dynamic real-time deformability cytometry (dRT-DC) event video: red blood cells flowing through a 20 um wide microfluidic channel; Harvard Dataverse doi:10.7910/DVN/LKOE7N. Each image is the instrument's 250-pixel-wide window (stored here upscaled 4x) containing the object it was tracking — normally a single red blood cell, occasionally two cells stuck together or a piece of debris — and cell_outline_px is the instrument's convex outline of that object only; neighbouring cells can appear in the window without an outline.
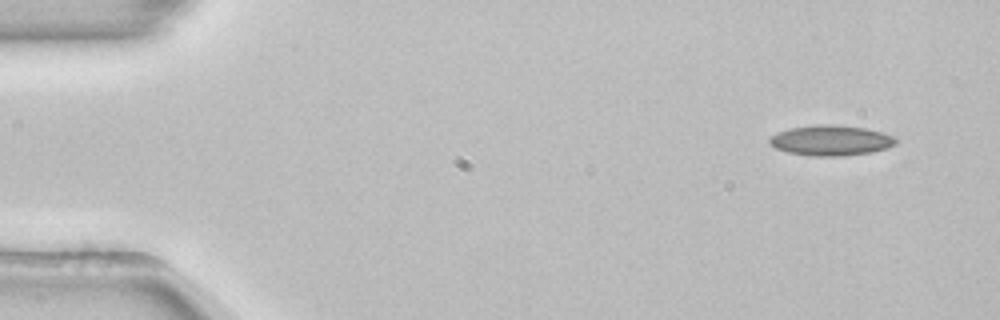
{"species": "common noctule bat (a hibernating species)", "species_latin": "Nyctalus noctula", "temperature_condition": "room temperature", "stored_images_in_passage": 50, "camera_frame_rate_fps": 3000, "um_per_image_px": 0.085, "animal": {"sex": "female", "body_mass_g": 22.7, "forearm_length_mm": 54.2}, "frame": {"image": 1, "passage_image": 1, "time_ms": 0.0, "image_size_px": [1000, 320], "cell_outline_px": [[900, 140], [896, 144], [888, 148], [872, 152], [840, 156], [812, 156], [788, 152], [776, 148], [768, 140], [772, 136], [788, 128], [816, 124], [832, 124], [864, 128], [880, 132], [892, 136]], "centroid_in_image_um": [70.66, 11.93], "position_along_channel_um": 14.3, "area_um2": 22.25}}
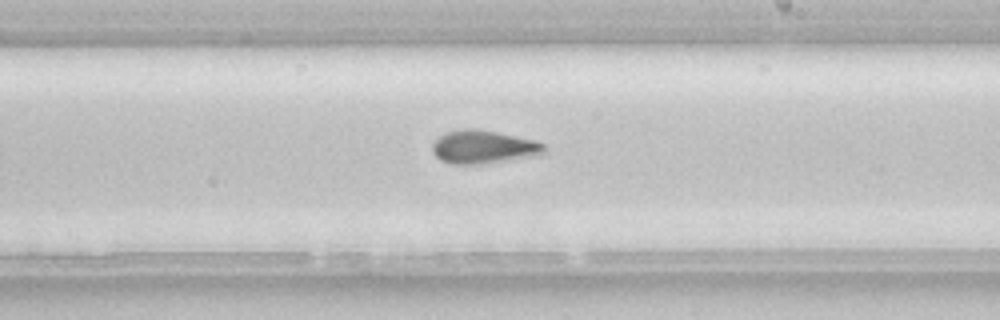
{"frame": {"image": 2, "passage_image": 28, "time_ms": 9.0, "image_size_px": [1000, 320], "cell_outline_px": [[544, 152], [532, 156], [480, 164], [448, 164], [440, 160], [432, 152], [432, 144], [440, 136], [448, 132], [464, 128], [476, 128], [496, 132], [532, 140], [544, 144]], "centroid_in_image_um": [41.02, 12.49], "position_along_channel_um": 248.0, "area_um2": 21.33}}
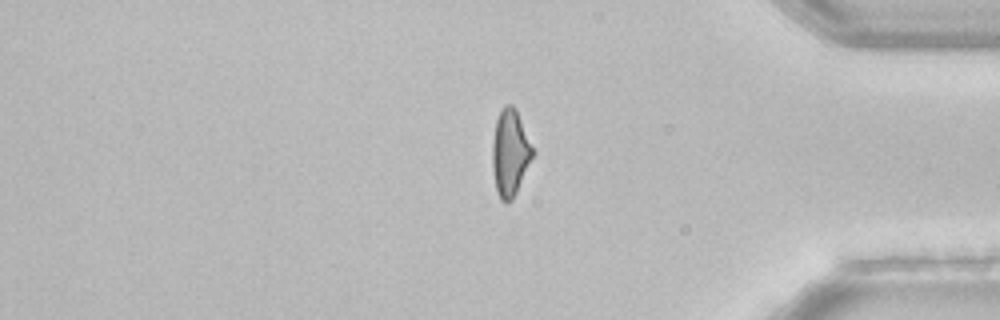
{"frame": {"image": 3, "passage_image": 41, "time_ms": 13.333, "image_size_px": [1000, 320], "cell_outline_px": [[532, 156], [516, 192], [512, 200], [508, 204], [504, 204], [500, 200], [496, 192], [492, 172], [492, 140], [496, 120], [504, 104], [512, 104], [516, 108], [532, 148]], "centroid_in_image_um": [43.3, 13.02], "position_along_channel_um": 391.9, "area_um2": 20.17}, "authors_computed_cell_mechanics": {"area_um2": 21.4149, "velocity_mm_per_s": 3.8956, "shape_relaxation_time_tau1_ms": 11.1728, "shape_relaxation_time_tau2_ms": 3.7389, "deformation_change_tau1": 0.2267, "deformation_change_tau2": 0.1012}}